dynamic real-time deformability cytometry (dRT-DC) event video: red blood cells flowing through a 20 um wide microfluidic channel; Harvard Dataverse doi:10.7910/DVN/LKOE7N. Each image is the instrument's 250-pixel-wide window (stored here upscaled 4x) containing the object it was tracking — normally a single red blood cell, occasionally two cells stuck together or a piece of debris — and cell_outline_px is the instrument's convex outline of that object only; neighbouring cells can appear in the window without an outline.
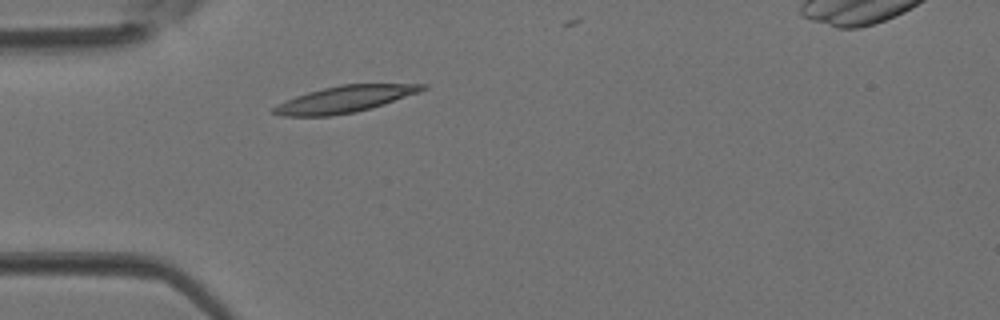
{"species": "Egyptian fruit bat (a non-hibernating species)", "species_latin": "Rousettus aegyptiacus", "temperature_condition": "room temperature", "stored_images_in_passage": 3, "camera_frame_rate_fps": 3000, "um_per_image_px": 0.085, "animal": {"sex": "female"}, "frame": {"image": 1, "passage_image": 2, "time_ms": 0.333, "image_size_px": [1000, 320], "cell_outline_px": [[428, 88], [420, 92], [384, 104], [356, 112], [332, 116], [280, 116], [268, 112], [272, 108], [296, 96], [308, 92], [340, 84], [428, 84]], "centroid_in_image_um": [29.31, 8.44], "position_along_channel_um": 55.7, "area_um2": 23.0}}